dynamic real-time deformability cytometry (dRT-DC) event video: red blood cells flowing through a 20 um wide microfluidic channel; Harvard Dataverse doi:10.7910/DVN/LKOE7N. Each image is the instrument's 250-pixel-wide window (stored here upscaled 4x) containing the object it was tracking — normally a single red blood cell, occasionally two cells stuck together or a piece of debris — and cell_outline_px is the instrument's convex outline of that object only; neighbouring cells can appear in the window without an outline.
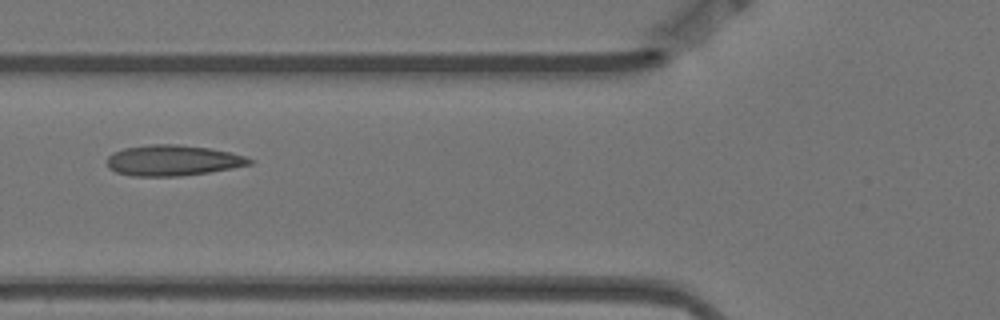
{"species": "Egyptian fruit bat (a non-hibernating species)", "species_latin": "Rousettus aegyptiacus", "temperature_condition": "warm", "stored_images_in_passage": 7, "camera_frame_rate_fps": 3000, "um_per_image_px": 0.085, "animal": {"sex": "female"}, "frame": {"image": 1, "passage_image": 6, "time_ms": 1.667, "image_size_px": [1000, 320], "cell_outline_px": [[252, 164], [232, 168], [208, 172], [180, 176], [132, 176], [116, 172], [108, 168], [108, 156], [112, 152], [124, 148], [148, 144], [176, 144], [208, 148], [228, 152], [244, 156], [252, 160]], "centroid_in_image_um": [14.64, 13.63], "position_along_channel_um": 111.2, "area_um2": 25.37}}
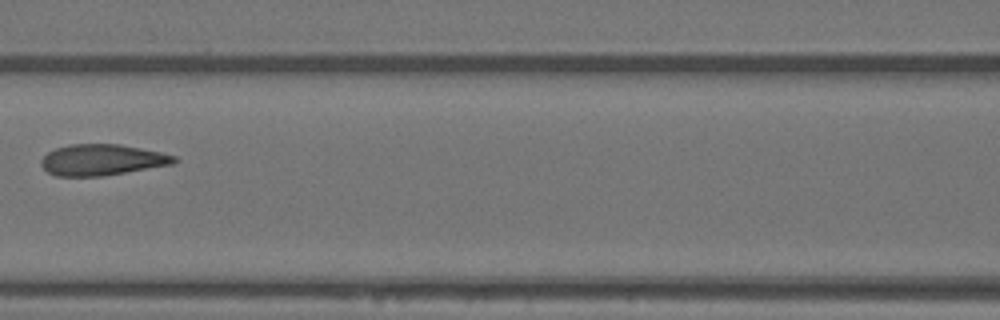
{"frame": {"image": 2, "passage_image": 7, "time_ms": 2.0, "image_size_px": [1000, 320], "cell_outline_px": [[180, 160], [172, 164], [104, 176], [56, 176], [48, 172], [40, 164], [40, 160], [48, 152], [56, 148], [72, 144], [120, 144], [160, 152], [176, 156]], "centroid_in_image_um": [8.67, 13.59], "position_along_channel_um": 157.9, "area_um2": 24.04}}